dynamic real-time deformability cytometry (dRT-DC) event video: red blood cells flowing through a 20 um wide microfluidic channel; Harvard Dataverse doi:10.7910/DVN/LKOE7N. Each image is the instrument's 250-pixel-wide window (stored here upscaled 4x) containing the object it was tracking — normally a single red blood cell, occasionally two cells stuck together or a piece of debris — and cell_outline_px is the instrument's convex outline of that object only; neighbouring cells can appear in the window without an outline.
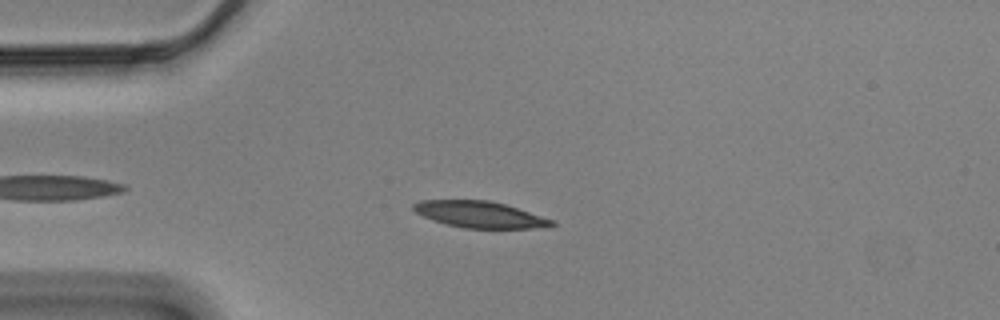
{"species": "Egyptian fruit bat (a non-hibernating species)", "species_latin": "Rousettus aegyptiacus", "temperature_condition": "cold", "stored_images_in_passage": 39, "camera_frame_rate_fps": 3000, "um_per_image_px": 0.085, "animal": {"sex": "male"}, "frame": {"image": 1, "passage_image": 8, "time_ms": 2.333, "image_size_px": [1000, 320], "cell_outline_px": [[556, 224], [548, 228], [464, 228], [432, 220], [416, 212], [412, 208], [412, 204], [420, 200], [488, 200], [504, 204], [556, 220]], "centroid_in_image_um": [40.83, 18.23], "position_along_channel_um": 44.2, "area_um2": 21.33}}
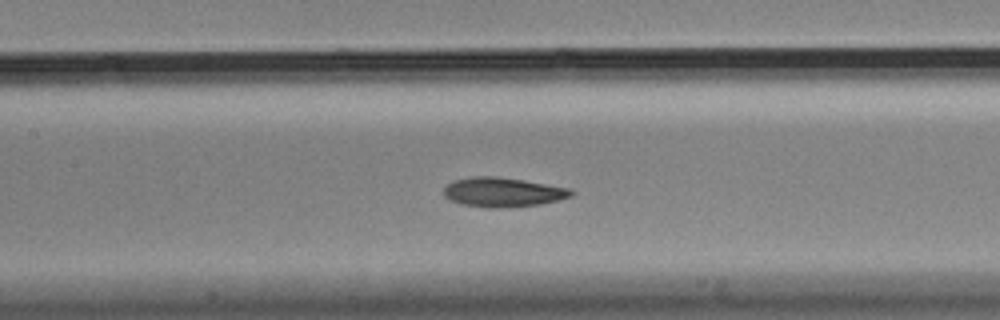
{"frame": {"image": 2, "passage_image": 20, "time_ms": 6.333, "image_size_px": [1000, 320], "cell_outline_px": [[576, 192], [572, 196], [540, 204], [508, 208], [488, 208], [460, 204], [444, 196], [444, 188], [448, 184], [456, 180], [472, 176], [496, 176], [524, 180], [572, 188]], "centroid_in_image_um": [42.78, 16.34], "position_along_channel_um": 164.6, "area_um2": 22.02}}
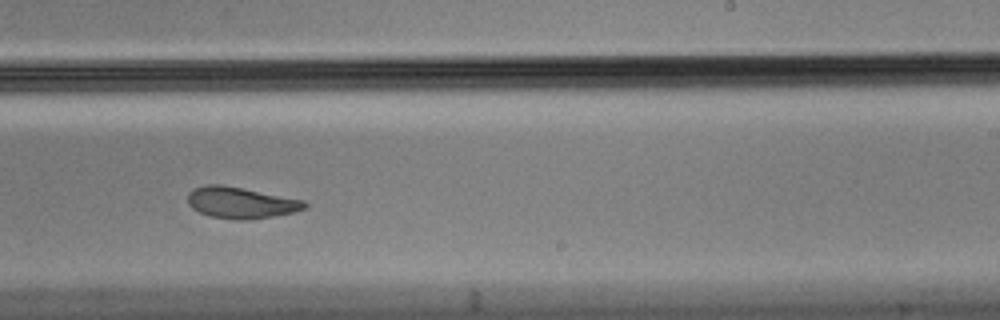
{"frame": {"image": 3, "passage_image": 29, "time_ms": 9.333, "image_size_px": [1000, 320], "cell_outline_px": [[308, 204], [304, 208], [296, 212], [248, 220], [236, 220], [212, 216], [200, 212], [192, 208], [188, 204], [188, 192], [192, 188], [208, 184], [220, 184], [304, 200]], "centroid_in_image_um": [20.45, 17.23], "position_along_channel_um": 268.5, "area_um2": 21.21}, "authors_computed_cell_mechanics": {"area_um2": 21.5016, "velocity_mm_per_s": 3.4779, "shape_relaxation_time_tau1_ms": 3.5041, "shape_relaxation_time_tau2_ms": 3.159, "deformation_change_tau1": 0.1412, "deformation_change_tau2": 0.0928}}